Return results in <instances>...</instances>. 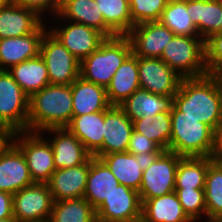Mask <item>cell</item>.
<instances>
[{"label":"cell","instance_id":"cell-14","mask_svg":"<svg viewBox=\"0 0 222 222\" xmlns=\"http://www.w3.org/2000/svg\"><path fill=\"white\" fill-rule=\"evenodd\" d=\"M126 36L137 57L160 58L175 34L159 21H149L134 25Z\"/></svg>","mask_w":222,"mask_h":222},{"label":"cell","instance_id":"cell-4","mask_svg":"<svg viewBox=\"0 0 222 222\" xmlns=\"http://www.w3.org/2000/svg\"><path fill=\"white\" fill-rule=\"evenodd\" d=\"M132 53L127 36L106 38L100 47L80 62V76L107 88L114 73Z\"/></svg>","mask_w":222,"mask_h":222},{"label":"cell","instance_id":"cell-6","mask_svg":"<svg viewBox=\"0 0 222 222\" xmlns=\"http://www.w3.org/2000/svg\"><path fill=\"white\" fill-rule=\"evenodd\" d=\"M182 157L167 150L148 158L139 188L141 200L161 197L175 191L176 169Z\"/></svg>","mask_w":222,"mask_h":222},{"label":"cell","instance_id":"cell-12","mask_svg":"<svg viewBox=\"0 0 222 222\" xmlns=\"http://www.w3.org/2000/svg\"><path fill=\"white\" fill-rule=\"evenodd\" d=\"M53 202L47 183H34L13 194V217L18 222L49 219Z\"/></svg>","mask_w":222,"mask_h":222},{"label":"cell","instance_id":"cell-19","mask_svg":"<svg viewBox=\"0 0 222 222\" xmlns=\"http://www.w3.org/2000/svg\"><path fill=\"white\" fill-rule=\"evenodd\" d=\"M89 170L90 159L75 167L55 170L47 182L53 201L82 198Z\"/></svg>","mask_w":222,"mask_h":222},{"label":"cell","instance_id":"cell-13","mask_svg":"<svg viewBox=\"0 0 222 222\" xmlns=\"http://www.w3.org/2000/svg\"><path fill=\"white\" fill-rule=\"evenodd\" d=\"M140 89L161 96H174L182 77L160 58L138 57Z\"/></svg>","mask_w":222,"mask_h":222},{"label":"cell","instance_id":"cell-18","mask_svg":"<svg viewBox=\"0 0 222 222\" xmlns=\"http://www.w3.org/2000/svg\"><path fill=\"white\" fill-rule=\"evenodd\" d=\"M34 184L21 150L13 143L0 155V191L15 194Z\"/></svg>","mask_w":222,"mask_h":222},{"label":"cell","instance_id":"cell-16","mask_svg":"<svg viewBox=\"0 0 222 222\" xmlns=\"http://www.w3.org/2000/svg\"><path fill=\"white\" fill-rule=\"evenodd\" d=\"M44 21L33 33L0 39V70L40 55V45L48 27Z\"/></svg>","mask_w":222,"mask_h":222},{"label":"cell","instance_id":"cell-37","mask_svg":"<svg viewBox=\"0 0 222 222\" xmlns=\"http://www.w3.org/2000/svg\"><path fill=\"white\" fill-rule=\"evenodd\" d=\"M183 211L191 221L207 219L204 188H175Z\"/></svg>","mask_w":222,"mask_h":222},{"label":"cell","instance_id":"cell-29","mask_svg":"<svg viewBox=\"0 0 222 222\" xmlns=\"http://www.w3.org/2000/svg\"><path fill=\"white\" fill-rule=\"evenodd\" d=\"M141 202V222H199L188 218L175 191Z\"/></svg>","mask_w":222,"mask_h":222},{"label":"cell","instance_id":"cell-47","mask_svg":"<svg viewBox=\"0 0 222 222\" xmlns=\"http://www.w3.org/2000/svg\"><path fill=\"white\" fill-rule=\"evenodd\" d=\"M0 222H18L15 218L0 219Z\"/></svg>","mask_w":222,"mask_h":222},{"label":"cell","instance_id":"cell-20","mask_svg":"<svg viewBox=\"0 0 222 222\" xmlns=\"http://www.w3.org/2000/svg\"><path fill=\"white\" fill-rule=\"evenodd\" d=\"M33 10L21 7L14 1L0 6V39L21 37L33 33L44 21Z\"/></svg>","mask_w":222,"mask_h":222},{"label":"cell","instance_id":"cell-40","mask_svg":"<svg viewBox=\"0 0 222 222\" xmlns=\"http://www.w3.org/2000/svg\"><path fill=\"white\" fill-rule=\"evenodd\" d=\"M163 150L145 135L133 130L127 152L132 155H144L152 158L159 155Z\"/></svg>","mask_w":222,"mask_h":222},{"label":"cell","instance_id":"cell-49","mask_svg":"<svg viewBox=\"0 0 222 222\" xmlns=\"http://www.w3.org/2000/svg\"><path fill=\"white\" fill-rule=\"evenodd\" d=\"M28 222H50V220L45 219V220H36V221H28Z\"/></svg>","mask_w":222,"mask_h":222},{"label":"cell","instance_id":"cell-17","mask_svg":"<svg viewBox=\"0 0 222 222\" xmlns=\"http://www.w3.org/2000/svg\"><path fill=\"white\" fill-rule=\"evenodd\" d=\"M133 130V121L119 106L105 110L103 155L127 152Z\"/></svg>","mask_w":222,"mask_h":222},{"label":"cell","instance_id":"cell-32","mask_svg":"<svg viewBox=\"0 0 222 222\" xmlns=\"http://www.w3.org/2000/svg\"><path fill=\"white\" fill-rule=\"evenodd\" d=\"M94 7L101 11L105 24L117 36H126L133 28L129 0H95Z\"/></svg>","mask_w":222,"mask_h":222},{"label":"cell","instance_id":"cell-28","mask_svg":"<svg viewBox=\"0 0 222 222\" xmlns=\"http://www.w3.org/2000/svg\"><path fill=\"white\" fill-rule=\"evenodd\" d=\"M187 13L204 41L222 28V0H187Z\"/></svg>","mask_w":222,"mask_h":222},{"label":"cell","instance_id":"cell-30","mask_svg":"<svg viewBox=\"0 0 222 222\" xmlns=\"http://www.w3.org/2000/svg\"><path fill=\"white\" fill-rule=\"evenodd\" d=\"M7 71L29 97L50 84L47 67L40 55L13 65Z\"/></svg>","mask_w":222,"mask_h":222},{"label":"cell","instance_id":"cell-24","mask_svg":"<svg viewBox=\"0 0 222 222\" xmlns=\"http://www.w3.org/2000/svg\"><path fill=\"white\" fill-rule=\"evenodd\" d=\"M138 89V57L132 52L114 73L106 88L108 102L111 106H119Z\"/></svg>","mask_w":222,"mask_h":222},{"label":"cell","instance_id":"cell-22","mask_svg":"<svg viewBox=\"0 0 222 222\" xmlns=\"http://www.w3.org/2000/svg\"><path fill=\"white\" fill-rule=\"evenodd\" d=\"M100 159L109 167L119 184L139 192L143 170L148 162L147 157L118 152L103 155Z\"/></svg>","mask_w":222,"mask_h":222},{"label":"cell","instance_id":"cell-10","mask_svg":"<svg viewBox=\"0 0 222 222\" xmlns=\"http://www.w3.org/2000/svg\"><path fill=\"white\" fill-rule=\"evenodd\" d=\"M63 23L61 27L58 24L55 28L48 26V30L63 44V46L73 54L80 62L88 57L92 52L97 50L100 45L106 40V36L100 31L86 26L81 23L62 20V17L57 14L54 20ZM65 23V24H64Z\"/></svg>","mask_w":222,"mask_h":222},{"label":"cell","instance_id":"cell-7","mask_svg":"<svg viewBox=\"0 0 222 222\" xmlns=\"http://www.w3.org/2000/svg\"><path fill=\"white\" fill-rule=\"evenodd\" d=\"M14 144L23 153L34 183H47L54 167V152L49 141L39 132H16Z\"/></svg>","mask_w":222,"mask_h":222},{"label":"cell","instance_id":"cell-34","mask_svg":"<svg viewBox=\"0 0 222 222\" xmlns=\"http://www.w3.org/2000/svg\"><path fill=\"white\" fill-rule=\"evenodd\" d=\"M134 130L155 142L163 151H169L171 137V112H162L154 117L133 120Z\"/></svg>","mask_w":222,"mask_h":222},{"label":"cell","instance_id":"cell-46","mask_svg":"<svg viewBox=\"0 0 222 222\" xmlns=\"http://www.w3.org/2000/svg\"><path fill=\"white\" fill-rule=\"evenodd\" d=\"M211 220L214 222H222V208Z\"/></svg>","mask_w":222,"mask_h":222},{"label":"cell","instance_id":"cell-43","mask_svg":"<svg viewBox=\"0 0 222 222\" xmlns=\"http://www.w3.org/2000/svg\"><path fill=\"white\" fill-rule=\"evenodd\" d=\"M15 134L10 126L0 124V155L14 143Z\"/></svg>","mask_w":222,"mask_h":222},{"label":"cell","instance_id":"cell-52","mask_svg":"<svg viewBox=\"0 0 222 222\" xmlns=\"http://www.w3.org/2000/svg\"><path fill=\"white\" fill-rule=\"evenodd\" d=\"M202 222H214L211 219H207L206 221L202 220Z\"/></svg>","mask_w":222,"mask_h":222},{"label":"cell","instance_id":"cell-15","mask_svg":"<svg viewBox=\"0 0 222 222\" xmlns=\"http://www.w3.org/2000/svg\"><path fill=\"white\" fill-rule=\"evenodd\" d=\"M43 136L51 134L52 139L46 137L54 152L55 169H64L86 163L92 155L85 146L67 129L51 128L40 132Z\"/></svg>","mask_w":222,"mask_h":222},{"label":"cell","instance_id":"cell-23","mask_svg":"<svg viewBox=\"0 0 222 222\" xmlns=\"http://www.w3.org/2000/svg\"><path fill=\"white\" fill-rule=\"evenodd\" d=\"M72 116H80L107 110L111 105L107 99L106 88L79 76L71 84Z\"/></svg>","mask_w":222,"mask_h":222},{"label":"cell","instance_id":"cell-21","mask_svg":"<svg viewBox=\"0 0 222 222\" xmlns=\"http://www.w3.org/2000/svg\"><path fill=\"white\" fill-rule=\"evenodd\" d=\"M94 157L103 156L104 111L72 116L66 127Z\"/></svg>","mask_w":222,"mask_h":222},{"label":"cell","instance_id":"cell-31","mask_svg":"<svg viewBox=\"0 0 222 222\" xmlns=\"http://www.w3.org/2000/svg\"><path fill=\"white\" fill-rule=\"evenodd\" d=\"M213 157H182L178 163L175 188H205L206 174Z\"/></svg>","mask_w":222,"mask_h":222},{"label":"cell","instance_id":"cell-38","mask_svg":"<svg viewBox=\"0 0 222 222\" xmlns=\"http://www.w3.org/2000/svg\"><path fill=\"white\" fill-rule=\"evenodd\" d=\"M167 2L168 0H129L133 24L158 21Z\"/></svg>","mask_w":222,"mask_h":222},{"label":"cell","instance_id":"cell-9","mask_svg":"<svg viewBox=\"0 0 222 222\" xmlns=\"http://www.w3.org/2000/svg\"><path fill=\"white\" fill-rule=\"evenodd\" d=\"M30 97L7 70H0V124L27 131Z\"/></svg>","mask_w":222,"mask_h":222},{"label":"cell","instance_id":"cell-51","mask_svg":"<svg viewBox=\"0 0 222 222\" xmlns=\"http://www.w3.org/2000/svg\"><path fill=\"white\" fill-rule=\"evenodd\" d=\"M213 35H222V28H221V30L218 33L213 34Z\"/></svg>","mask_w":222,"mask_h":222},{"label":"cell","instance_id":"cell-2","mask_svg":"<svg viewBox=\"0 0 222 222\" xmlns=\"http://www.w3.org/2000/svg\"><path fill=\"white\" fill-rule=\"evenodd\" d=\"M71 85L48 84L29 99L27 131L66 128L72 120Z\"/></svg>","mask_w":222,"mask_h":222},{"label":"cell","instance_id":"cell-33","mask_svg":"<svg viewBox=\"0 0 222 222\" xmlns=\"http://www.w3.org/2000/svg\"><path fill=\"white\" fill-rule=\"evenodd\" d=\"M50 222H97L95 208L84 198L54 201Z\"/></svg>","mask_w":222,"mask_h":222},{"label":"cell","instance_id":"cell-39","mask_svg":"<svg viewBox=\"0 0 222 222\" xmlns=\"http://www.w3.org/2000/svg\"><path fill=\"white\" fill-rule=\"evenodd\" d=\"M205 62L208 75L222 71V35H211L205 40Z\"/></svg>","mask_w":222,"mask_h":222},{"label":"cell","instance_id":"cell-3","mask_svg":"<svg viewBox=\"0 0 222 222\" xmlns=\"http://www.w3.org/2000/svg\"><path fill=\"white\" fill-rule=\"evenodd\" d=\"M169 151L183 157H213L214 130L199 120L181 116V111L173 105Z\"/></svg>","mask_w":222,"mask_h":222},{"label":"cell","instance_id":"cell-26","mask_svg":"<svg viewBox=\"0 0 222 222\" xmlns=\"http://www.w3.org/2000/svg\"><path fill=\"white\" fill-rule=\"evenodd\" d=\"M119 185L109 167L99 158H90L84 198L96 209Z\"/></svg>","mask_w":222,"mask_h":222},{"label":"cell","instance_id":"cell-5","mask_svg":"<svg viewBox=\"0 0 222 222\" xmlns=\"http://www.w3.org/2000/svg\"><path fill=\"white\" fill-rule=\"evenodd\" d=\"M182 78L208 75L205 62V41L200 36H174L161 57Z\"/></svg>","mask_w":222,"mask_h":222},{"label":"cell","instance_id":"cell-42","mask_svg":"<svg viewBox=\"0 0 222 222\" xmlns=\"http://www.w3.org/2000/svg\"><path fill=\"white\" fill-rule=\"evenodd\" d=\"M13 217V194L0 191V219Z\"/></svg>","mask_w":222,"mask_h":222},{"label":"cell","instance_id":"cell-35","mask_svg":"<svg viewBox=\"0 0 222 222\" xmlns=\"http://www.w3.org/2000/svg\"><path fill=\"white\" fill-rule=\"evenodd\" d=\"M158 21L176 36H199L187 13V0L168 1Z\"/></svg>","mask_w":222,"mask_h":222},{"label":"cell","instance_id":"cell-27","mask_svg":"<svg viewBox=\"0 0 222 222\" xmlns=\"http://www.w3.org/2000/svg\"><path fill=\"white\" fill-rule=\"evenodd\" d=\"M94 0H62L58 14L66 21L92 27L107 38L117 36L106 24L101 11L94 7Z\"/></svg>","mask_w":222,"mask_h":222},{"label":"cell","instance_id":"cell-45","mask_svg":"<svg viewBox=\"0 0 222 222\" xmlns=\"http://www.w3.org/2000/svg\"><path fill=\"white\" fill-rule=\"evenodd\" d=\"M215 136H222V119L218 123L216 130L214 131Z\"/></svg>","mask_w":222,"mask_h":222},{"label":"cell","instance_id":"cell-8","mask_svg":"<svg viewBox=\"0 0 222 222\" xmlns=\"http://www.w3.org/2000/svg\"><path fill=\"white\" fill-rule=\"evenodd\" d=\"M40 56L47 67L50 84L71 85L80 76V61L49 30L42 38Z\"/></svg>","mask_w":222,"mask_h":222},{"label":"cell","instance_id":"cell-1","mask_svg":"<svg viewBox=\"0 0 222 222\" xmlns=\"http://www.w3.org/2000/svg\"><path fill=\"white\" fill-rule=\"evenodd\" d=\"M174 106L181 116L199 120L215 131L222 119V86L218 77L182 78Z\"/></svg>","mask_w":222,"mask_h":222},{"label":"cell","instance_id":"cell-41","mask_svg":"<svg viewBox=\"0 0 222 222\" xmlns=\"http://www.w3.org/2000/svg\"><path fill=\"white\" fill-rule=\"evenodd\" d=\"M15 3L26 9L33 10L42 19L47 16H56L62 0H14ZM50 14V15H49Z\"/></svg>","mask_w":222,"mask_h":222},{"label":"cell","instance_id":"cell-36","mask_svg":"<svg viewBox=\"0 0 222 222\" xmlns=\"http://www.w3.org/2000/svg\"><path fill=\"white\" fill-rule=\"evenodd\" d=\"M204 190L207 219H212L222 208V163L209 164Z\"/></svg>","mask_w":222,"mask_h":222},{"label":"cell","instance_id":"cell-50","mask_svg":"<svg viewBox=\"0 0 222 222\" xmlns=\"http://www.w3.org/2000/svg\"><path fill=\"white\" fill-rule=\"evenodd\" d=\"M6 2L7 0H0V6H3Z\"/></svg>","mask_w":222,"mask_h":222},{"label":"cell","instance_id":"cell-48","mask_svg":"<svg viewBox=\"0 0 222 222\" xmlns=\"http://www.w3.org/2000/svg\"><path fill=\"white\" fill-rule=\"evenodd\" d=\"M220 83H221V86H222V71L217 75Z\"/></svg>","mask_w":222,"mask_h":222},{"label":"cell","instance_id":"cell-11","mask_svg":"<svg viewBox=\"0 0 222 222\" xmlns=\"http://www.w3.org/2000/svg\"><path fill=\"white\" fill-rule=\"evenodd\" d=\"M97 222H141L139 192L119 184L95 209Z\"/></svg>","mask_w":222,"mask_h":222},{"label":"cell","instance_id":"cell-44","mask_svg":"<svg viewBox=\"0 0 222 222\" xmlns=\"http://www.w3.org/2000/svg\"><path fill=\"white\" fill-rule=\"evenodd\" d=\"M213 159L222 163V136H215V153Z\"/></svg>","mask_w":222,"mask_h":222},{"label":"cell","instance_id":"cell-25","mask_svg":"<svg viewBox=\"0 0 222 222\" xmlns=\"http://www.w3.org/2000/svg\"><path fill=\"white\" fill-rule=\"evenodd\" d=\"M174 105V96H161L143 89L132 93L119 107L133 121L140 117L171 112Z\"/></svg>","mask_w":222,"mask_h":222}]
</instances>
